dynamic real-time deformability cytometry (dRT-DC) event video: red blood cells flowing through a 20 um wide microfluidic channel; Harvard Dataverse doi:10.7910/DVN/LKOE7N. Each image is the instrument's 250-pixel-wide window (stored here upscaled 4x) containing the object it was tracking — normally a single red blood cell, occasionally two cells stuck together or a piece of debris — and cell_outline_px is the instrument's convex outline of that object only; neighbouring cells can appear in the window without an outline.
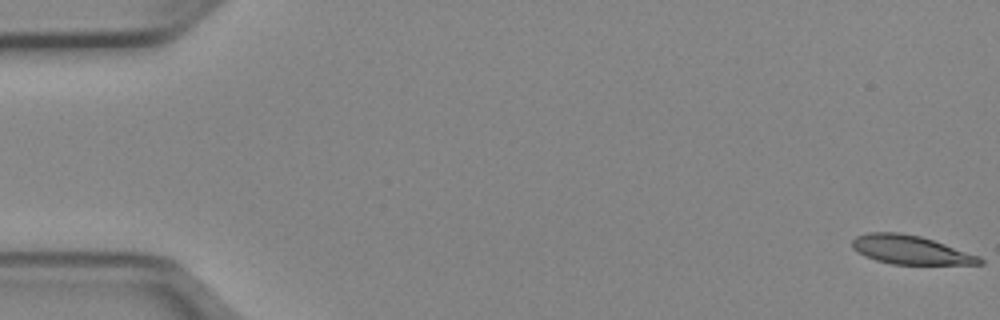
{"species": "Egyptian fruit bat (a non-hibernating species)", "species_latin": "Rousettus aegyptiacus", "temperature_condition": "cold", "stored_images_in_passage": 52, "camera_frame_rate_fps": 3000, "um_per_image_px": 0.085, "animal": {"sex": "female"}, "frame": {"image": 1, "passage_image": 1, "time_ms": 0.0, "image_size_px": [1000, 320], "cell_outline_px": [[984, 264], [892, 264], [876, 260], [864, 256], [852, 248], [852, 240], [856, 236], [868, 232], [900, 232], [920, 236], [980, 256], [984, 260]], "centroid_in_image_um": [77.37, 21.23], "position_along_channel_um": 7.6, "area_um2": 21.27}}
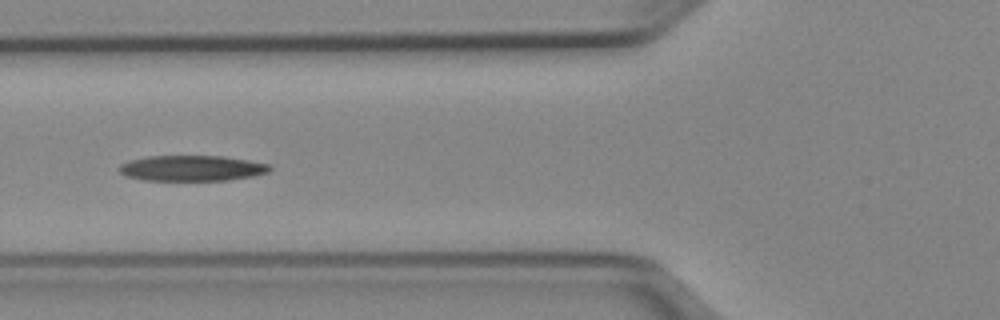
{"frame": {"image": 2, "passage_image": 20, "time_ms": 6.333, "image_size_px": [1000, 320], "cell_outline_px": [[272, 168], [268, 172], [252, 176], [228, 180], [144, 180], [124, 176], [116, 168], [120, 164], [132, 160], [148, 156], [224, 156], [248, 160], [268, 164]], "centroid_in_image_um": [16.28, 14.3], "position_along_channel_um": 109.5, "area_um2": 22.43}}
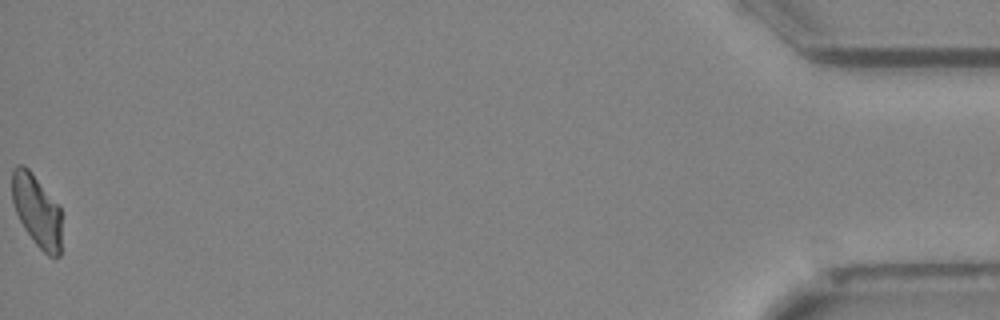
{"frame": {"image": 3, "passage_image": 52, "time_ms": 17.0, "image_size_px": [1000, 320], "cell_outline_px": [[60, 256], [48, 256], [36, 244], [24, 228], [16, 212], [12, 200], [12, 168], [20, 164], [24, 164], [32, 172], [60, 204]], "centroid_in_image_um": [3.12, 17.85], "position_along_channel_um": 432.1, "area_um2": 20.92}, "authors_computed_cell_mechanics": {"area_um2": 22.542, "velocity_mm_per_s": 3.9514, "shape_relaxation_time_tau1_ms": 10.0461, "shape_relaxation_time_tau2_ms": null, "deformation_change_tau1": 0.2307, "deformation_change_tau2": null}}